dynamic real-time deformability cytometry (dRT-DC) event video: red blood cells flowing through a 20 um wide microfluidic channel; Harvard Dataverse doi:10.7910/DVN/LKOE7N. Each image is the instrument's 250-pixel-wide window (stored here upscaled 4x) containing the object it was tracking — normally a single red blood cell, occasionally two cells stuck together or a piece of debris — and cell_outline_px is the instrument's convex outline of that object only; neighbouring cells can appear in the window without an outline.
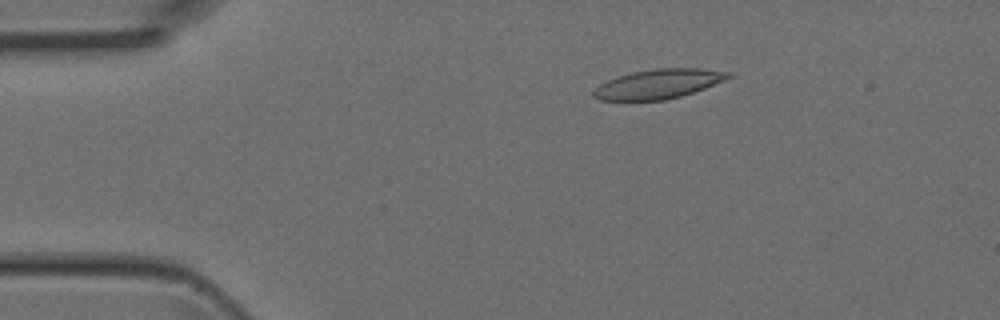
{"species": "Egyptian fruit bat (a non-hibernating species)", "species_latin": "Rousettus aegyptiacus", "temperature_condition": "room temperature", "stored_images_in_passage": 4, "camera_frame_rate_fps": 3000, "um_per_image_px": 0.085, "animal": {"sex": "female"}, "frame": {"image": 1, "passage_image": 4, "time_ms": 1.0, "image_size_px": [1000, 320], "cell_outline_px": [[732, 76], [724, 80], [704, 88], [680, 96], [664, 100], [600, 100], [592, 96], [592, 92], [600, 84], [608, 80], [632, 72], [656, 68], [704, 68], [732, 72]], "centroid_in_image_um": [55.98, 7.12], "position_along_channel_um": 29.0, "area_um2": 22.95}}